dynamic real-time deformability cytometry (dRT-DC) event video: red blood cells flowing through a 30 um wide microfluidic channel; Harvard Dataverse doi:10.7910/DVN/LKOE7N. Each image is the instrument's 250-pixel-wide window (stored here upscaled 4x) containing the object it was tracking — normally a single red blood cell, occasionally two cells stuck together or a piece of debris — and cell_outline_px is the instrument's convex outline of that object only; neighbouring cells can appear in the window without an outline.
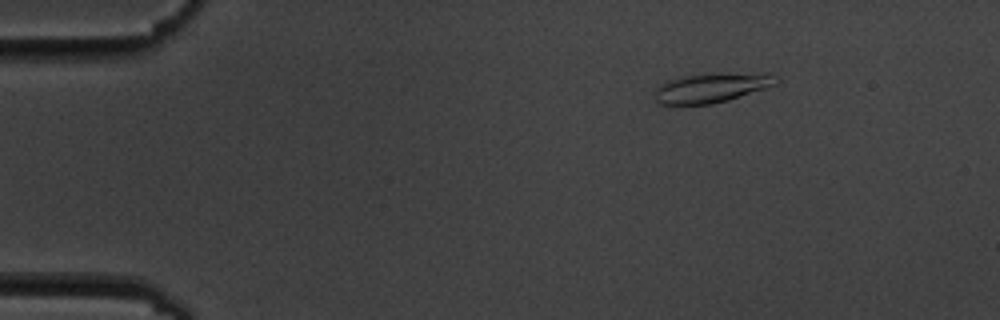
{"species": "common noctule bat (a hibernating species)", "species_latin": "Nyctalus noctula", "temperature_condition": "cold", "stored_images_in_passage": 5, "camera_frame_rate_fps": 3000, "um_per_image_px": 0.085, "animal": {"sex": "male", "body_mass_g": 19.5, "forearm_length_mm": 54.6}, "frame": {"image": 1, "passage_image": 3, "time_ms": 2.333, "image_size_px": [1000, 320], "cell_outline_px": [[780, 80], [776, 84], [728, 100], [712, 104], [660, 104], [656, 100], [656, 88], [664, 80], [680, 76], [708, 72], [768, 72]], "centroid_in_image_um": [60.5, 7.4], "position_along_channel_um": 24.5, "area_um2": 21.44}}